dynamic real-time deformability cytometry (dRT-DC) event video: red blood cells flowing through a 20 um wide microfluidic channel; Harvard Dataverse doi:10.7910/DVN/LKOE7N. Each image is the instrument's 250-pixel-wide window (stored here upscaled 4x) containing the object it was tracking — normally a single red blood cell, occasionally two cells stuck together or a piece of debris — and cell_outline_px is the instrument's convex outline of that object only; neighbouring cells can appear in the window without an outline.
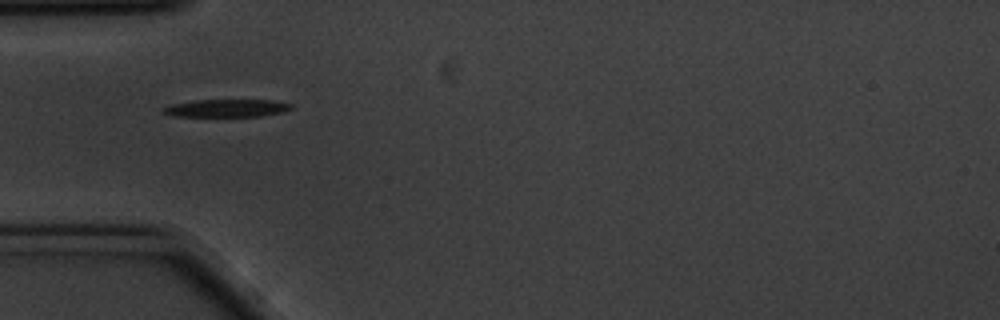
{"species": "common noctule bat (a hibernating species)", "species_latin": "Nyctalus noctula", "temperature_condition": "cold", "stored_images_in_passage": 41, "camera_frame_rate_fps": 3000, "um_per_image_px": 0.085, "animal": {"sex": "male", "body_mass_g": 20.1, "forearm_length_mm": 53.5}, "frame": {"image": 1, "passage_image": 1, "time_ms": 0.0, "image_size_px": [1000, 320], "cell_outline_px": [[292, 108], [284, 112], [260, 116], [176, 116], [164, 112], [160, 108], [168, 104], [196, 100], [272, 100], [292, 104]], "centroid_in_image_um": [19.25, 9.18], "position_along_channel_um": 65.7, "area_um2": 13.18}}
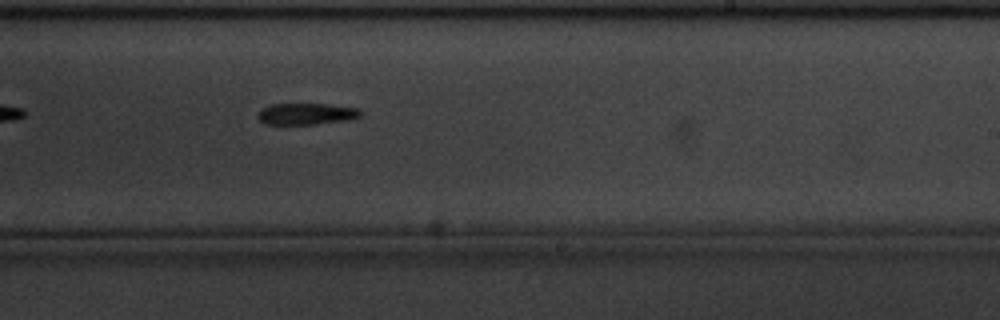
{"frame": {"image": 2, "passage_image": 18, "time_ms": 5.667, "image_size_px": [1000, 320], "cell_outline_px": [[360, 116], [348, 120], [316, 124], [264, 124], [256, 116], [260, 108], [272, 104], [328, 104], [356, 108], [360, 112]], "centroid_in_image_um": [25.97, 9.68], "position_along_channel_um": 263.0, "area_um2": 12.83}}
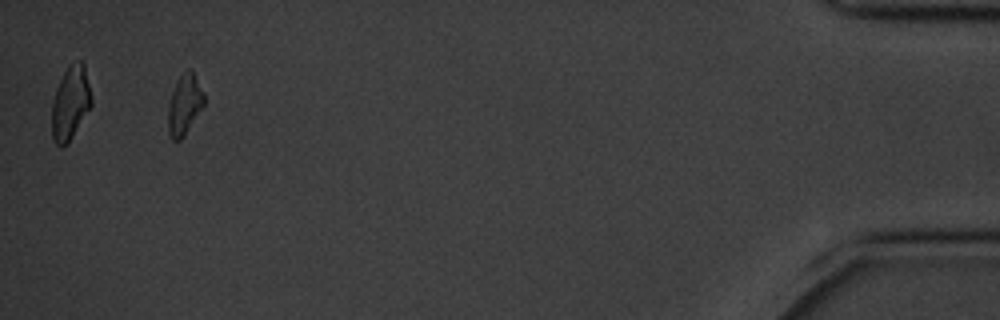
{"frame": {"image": 3, "passage_image": 38, "time_ms": 12.333, "image_size_px": [1000, 320], "cell_outline_px": [[204, 104], [184, 136], [180, 140], [172, 140], [168, 132], [168, 104], [176, 80], [188, 68], [192, 72], [204, 92]], "centroid_in_image_um": [15.66, 8.9], "position_along_channel_um": 419.5, "area_um2": 12.48}, "authors_computed_cell_mechanics": {"area_um2": 13.3518, "velocity_mm_per_s": 3.4797, "shape_relaxation_time_tau1_ms": 3.0297, "shape_relaxation_time_tau2_ms": null, "deformation_change_tau1": 0.1051, "deformation_change_tau2": null}}